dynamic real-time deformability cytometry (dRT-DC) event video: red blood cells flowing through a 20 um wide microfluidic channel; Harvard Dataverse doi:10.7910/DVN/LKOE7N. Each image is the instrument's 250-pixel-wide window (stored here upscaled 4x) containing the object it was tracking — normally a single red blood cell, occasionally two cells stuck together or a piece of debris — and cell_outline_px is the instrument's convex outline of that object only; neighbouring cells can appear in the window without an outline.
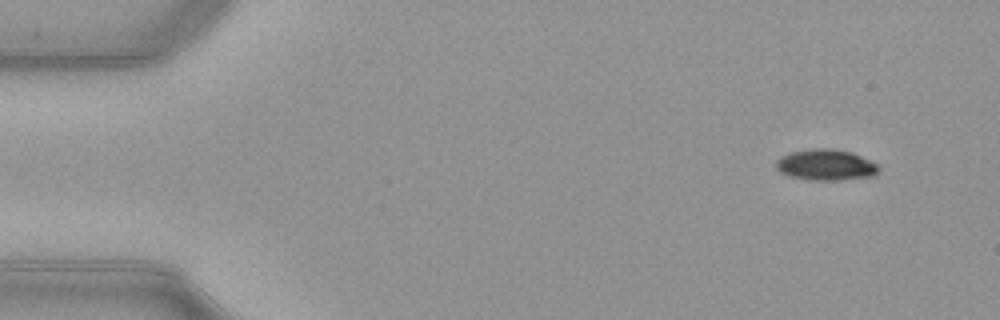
{"species": "common noctule bat (a hibernating species)", "species_latin": "Nyctalus noctula", "temperature_condition": "warm", "stored_images_in_passage": 53, "camera_frame_rate_fps": 3000, "um_per_image_px": 0.085, "animal": {"sex": "female", "body_mass_g": 21.9}, "frame": {"image": 1, "passage_image": 5, "time_ms": 1.333, "image_size_px": [1000, 320], "cell_outline_px": [[880, 168], [872, 176], [840, 180], [808, 180], [788, 176], [780, 172], [776, 168], [776, 160], [780, 156], [788, 152], [812, 148], [832, 148], [852, 152], [876, 164]], "centroid_in_image_um": [70.13, 14.01], "position_along_channel_um": 14.9, "area_um2": 18.67}}
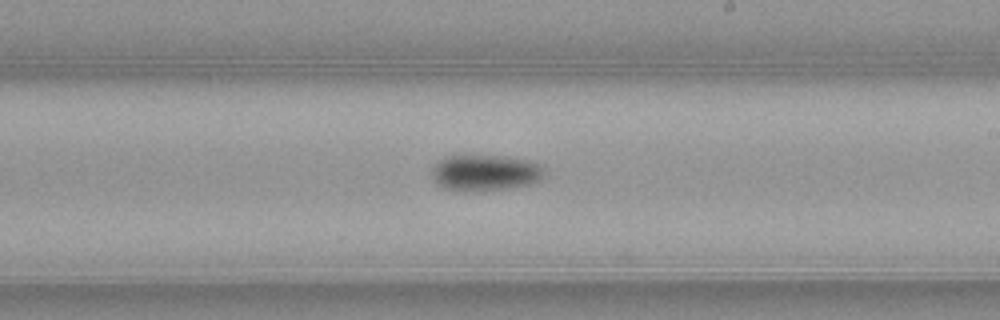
{"frame": {"image": 2, "passage_image": 31, "time_ms": 10.0, "image_size_px": [1000, 320], "cell_outline_px": [[544, 172], [540, 180], [532, 184], [508, 188], [476, 192], [464, 192], [444, 188], [436, 180], [432, 172], [436, 164], [440, 160], [448, 156], [504, 156], [524, 160], [536, 164]], "centroid_in_image_um": [41.23, 14.71], "position_along_channel_um": 247.8, "area_um2": 23.24}}
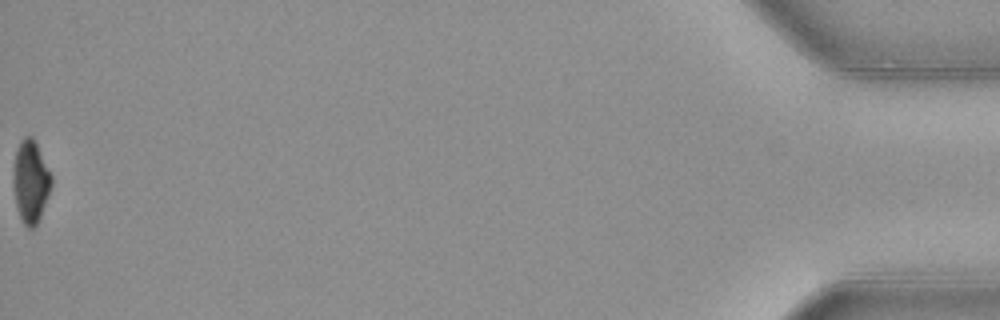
{"frame": {"image": 3, "passage_image": 53, "time_ms": 17.333, "image_size_px": [1000, 320], "cell_outline_px": [[52, 184], [48, 196], [36, 228], [28, 228], [24, 224], [20, 216], [16, 204], [12, 180], [16, 152], [20, 140], [24, 136], [32, 136], [52, 176]], "centroid_in_image_um": [2.6, 15.45], "position_along_channel_um": 432.6, "area_um2": 18.15}, "authors_computed_cell_mechanics": {"area_um2": 20.2878, "velocity_mm_per_s": 3.9858, "shape_relaxation_time_tau1_ms": 2.9847, "shape_relaxation_time_tau2_ms": null, "deformation_change_tau1": 0.1254, "deformation_change_tau2": null}}